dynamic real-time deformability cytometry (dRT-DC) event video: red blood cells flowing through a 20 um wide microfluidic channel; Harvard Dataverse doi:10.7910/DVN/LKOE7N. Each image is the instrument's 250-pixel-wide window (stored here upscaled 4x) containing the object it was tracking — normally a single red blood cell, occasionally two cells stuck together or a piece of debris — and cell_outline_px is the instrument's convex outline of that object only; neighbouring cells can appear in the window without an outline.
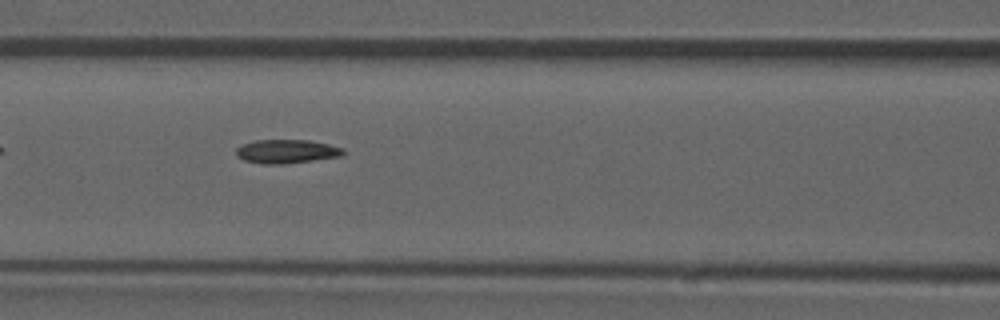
{"species": "common noctule bat (a hibernating species)", "species_latin": "Nyctalus noctula", "temperature_condition": "room temperature", "stored_images_in_passage": 36, "camera_frame_rate_fps": 3000, "um_per_image_px": 0.085, "animal": {"sex": "male", "forearm_length_mm": 52.5}, "frame": {"image": 1, "passage_image": 6, "time_ms": 1.667, "image_size_px": [1000, 320], "cell_outline_px": [[344, 152], [340, 156], [312, 160], [280, 164], [260, 164], [244, 160], [236, 156], [236, 148], [240, 144], [256, 140], [308, 140], [328, 144], [344, 148]], "centroid_in_image_um": [24.3, 12.86], "position_along_channel_um": 142.3, "area_um2": 14.8}}